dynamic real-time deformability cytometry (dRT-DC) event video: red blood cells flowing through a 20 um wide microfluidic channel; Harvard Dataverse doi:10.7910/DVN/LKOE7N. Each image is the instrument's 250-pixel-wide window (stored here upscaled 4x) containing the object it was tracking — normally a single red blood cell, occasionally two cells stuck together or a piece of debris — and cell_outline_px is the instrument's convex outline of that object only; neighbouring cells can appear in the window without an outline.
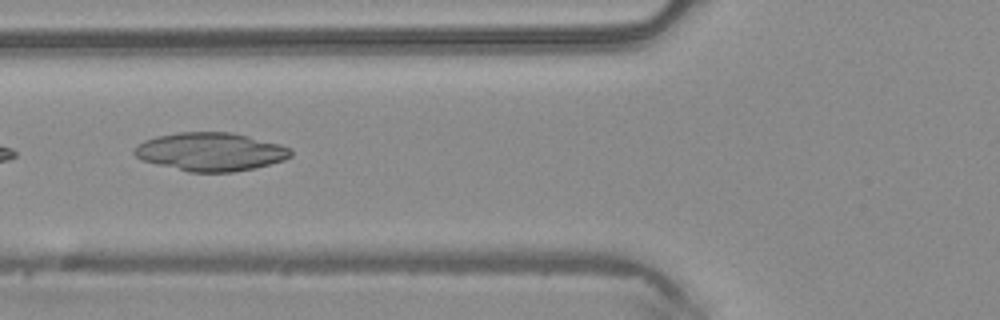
{"species": "common noctule bat (a hibernating species)", "species_latin": "Nyctalus noctula", "temperature_condition": "warm", "stored_images_in_passage": 3, "camera_frame_rate_fps": 3000, "um_per_image_px": 0.085, "animal": {"sex": "male", "body_mass_g": 20.4}, "frame": {"image": 1, "passage_image": 3, "time_ms": 0.667, "image_size_px": [1000, 320], "cell_outline_px": [[292, 156], [284, 160], [252, 168], [232, 172], [188, 172], [140, 160], [132, 152], [132, 148], [136, 144], [144, 140], [156, 136], [176, 132], [232, 132], [280, 144], [292, 148]], "centroid_in_image_um": [17.85, 12.89], "position_along_channel_um": 108.0, "area_um2": 35.2}}